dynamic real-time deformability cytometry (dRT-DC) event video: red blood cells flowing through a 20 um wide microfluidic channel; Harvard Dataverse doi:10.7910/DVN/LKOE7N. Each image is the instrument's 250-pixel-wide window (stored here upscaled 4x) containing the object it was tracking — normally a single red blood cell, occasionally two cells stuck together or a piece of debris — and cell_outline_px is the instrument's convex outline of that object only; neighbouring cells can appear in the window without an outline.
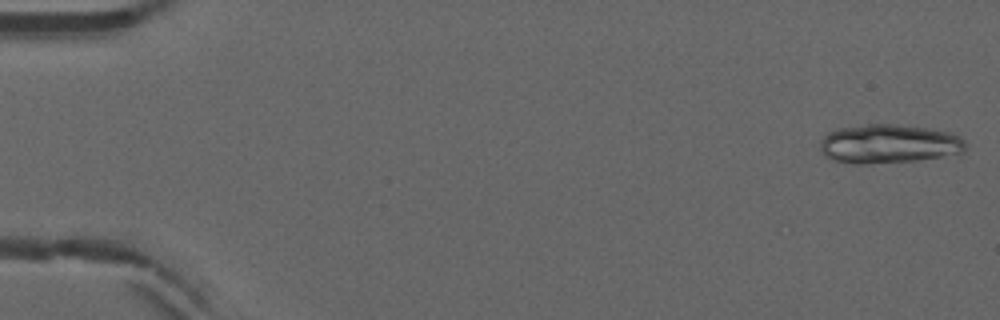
{"species": "common noctule bat (a hibernating species)", "species_latin": "Nyctalus noctula", "temperature_condition": "warm", "stored_images_in_passage": 27, "camera_frame_rate_fps": 3000, "um_per_image_px": 0.085, "animal": {"sex": "male", "forearm_length_mm": 52.5}, "frame": {"image": 1, "passage_image": 1, "time_ms": 0.0, "image_size_px": [1000, 320], "cell_outline_px": [[968, 144], [964, 152], [916, 160], [864, 164], [856, 164], [836, 160], [828, 156], [820, 148], [820, 140], [828, 132], [836, 128], [868, 124], [896, 124], [924, 128], [948, 132], [960, 136]], "centroid_in_image_um": [75.55, 12.21], "position_along_channel_um": 9.4, "area_um2": 32.71}}